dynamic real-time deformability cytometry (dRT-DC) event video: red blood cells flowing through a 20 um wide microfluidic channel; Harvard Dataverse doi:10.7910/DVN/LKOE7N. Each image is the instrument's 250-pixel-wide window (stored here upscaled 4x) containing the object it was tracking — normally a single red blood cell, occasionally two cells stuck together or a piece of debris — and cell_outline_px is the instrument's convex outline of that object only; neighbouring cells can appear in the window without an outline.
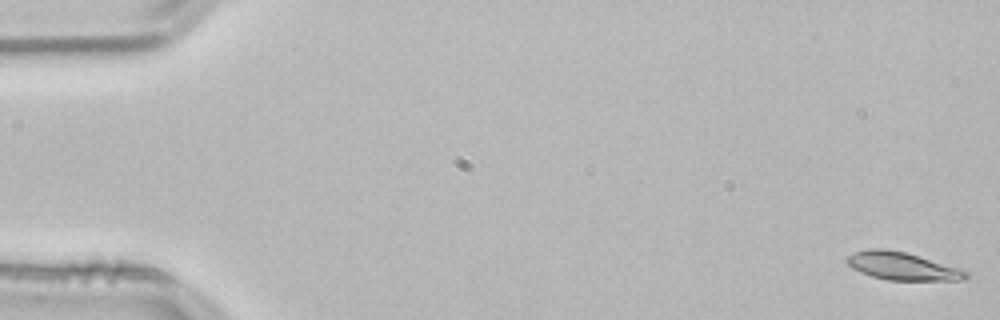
{"species": "common noctule bat (a hibernating species)", "species_latin": "Nyctalus noctula", "temperature_condition": "room temperature", "stored_images_in_passage": 54, "camera_frame_rate_fps": 3000, "um_per_image_px": 0.085, "animal": {"sex": "male", "body_mass_g": 21.5, "forearm_length_mm": 52.0}, "frame": {"image": 1, "passage_image": 1, "time_ms": 0.0, "image_size_px": [1000, 320], "cell_outline_px": [[972, 276], [964, 280], [888, 280], [872, 276], [860, 272], [852, 268], [848, 264], [848, 256], [856, 252], [868, 248], [880, 248], [904, 252], [956, 268], [968, 272]], "centroid_in_image_um": [76.68, 22.64], "position_along_channel_um": 8.3, "area_um2": 18.79}}
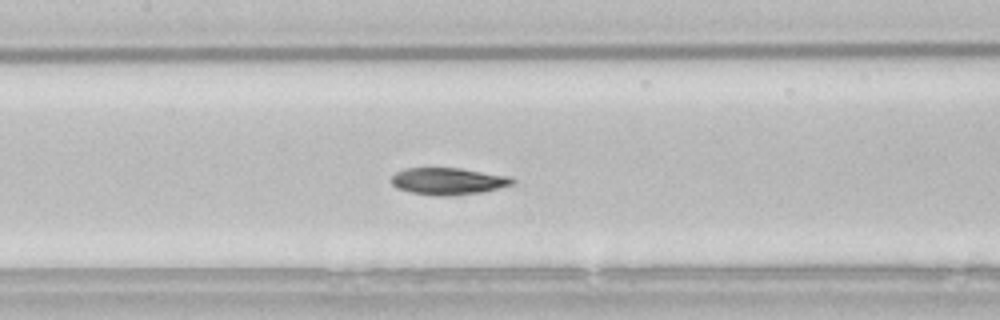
{"frame": {"image": 2, "passage_image": 25, "time_ms": 8.0, "image_size_px": [1000, 320], "cell_outline_px": [[516, 180], [512, 184], [500, 188], [480, 192], [444, 196], [440, 196], [412, 192], [396, 188], [392, 184], [392, 176], [396, 172], [408, 168], [460, 168], [512, 176]], "centroid_in_image_um": [38.13, 15.39], "position_along_channel_um": 169.3, "area_um2": 18.9}}
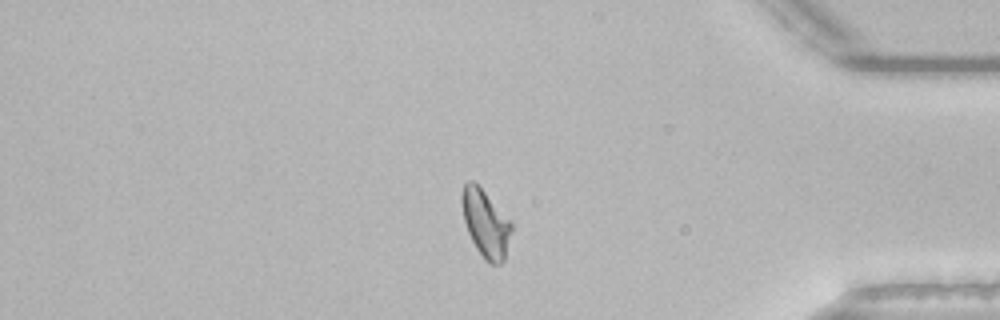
{"frame": {"image": 3, "passage_image": 45, "time_ms": 14.667, "image_size_px": [1000, 320], "cell_outline_px": [[512, 228], [504, 260], [500, 264], [488, 264], [484, 260], [476, 248], [468, 232], [464, 220], [460, 196], [464, 184], [468, 180], [472, 180], [484, 192], [512, 224]], "centroid_in_image_um": [41.25, 19.02], "position_along_channel_um": 394.0, "area_um2": 19.07}, "authors_computed_cell_mechanics": {"area_um2": 19.2763, "velocity_mm_per_s": 3.8102, "shape_relaxation_time_tau1_ms": 4.8312, "shape_relaxation_time_tau2_ms": 5.4355, "deformation_change_tau1": 0.1486, "deformation_change_tau2": 0.1057}}